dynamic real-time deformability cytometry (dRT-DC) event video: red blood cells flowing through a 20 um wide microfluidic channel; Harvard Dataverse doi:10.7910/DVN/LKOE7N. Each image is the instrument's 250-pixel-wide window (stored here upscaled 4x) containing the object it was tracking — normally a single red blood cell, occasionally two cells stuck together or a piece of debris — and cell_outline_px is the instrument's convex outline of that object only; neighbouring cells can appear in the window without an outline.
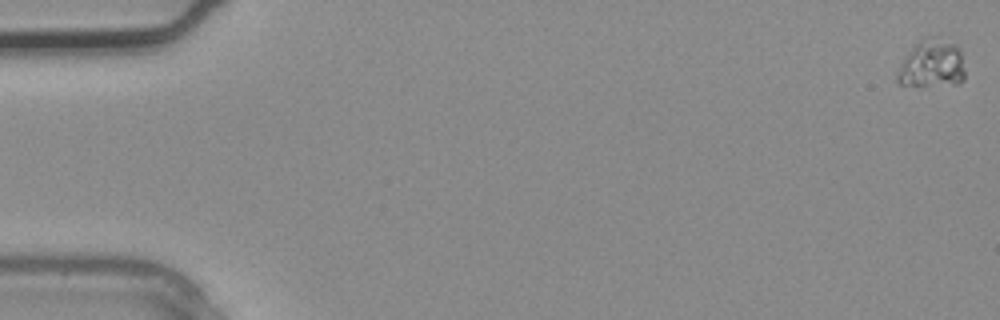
{"species": "common noctule bat (a hibernating species)", "species_latin": "Nyctalus noctula", "temperature_condition": "warm", "stored_images_in_passage": 4, "camera_frame_rate_fps": 3000, "um_per_image_px": 0.085, "animal": {"sex": "male", "body_mass_g": 20.4}, "frame": {"image": 1, "passage_image": 1, "time_ms": 0.0, "image_size_px": [1000, 320], "cell_outline_px": [[964, 80], [960, 84], [924, 88], [920, 88], [900, 84], [896, 80], [896, 76], [900, 64], [916, 44], [924, 36], [940, 36], [956, 44], [960, 52], [964, 68]], "centroid_in_image_um": [79.22, 5.47], "position_along_channel_um": 5.8, "area_um2": 19.59}}